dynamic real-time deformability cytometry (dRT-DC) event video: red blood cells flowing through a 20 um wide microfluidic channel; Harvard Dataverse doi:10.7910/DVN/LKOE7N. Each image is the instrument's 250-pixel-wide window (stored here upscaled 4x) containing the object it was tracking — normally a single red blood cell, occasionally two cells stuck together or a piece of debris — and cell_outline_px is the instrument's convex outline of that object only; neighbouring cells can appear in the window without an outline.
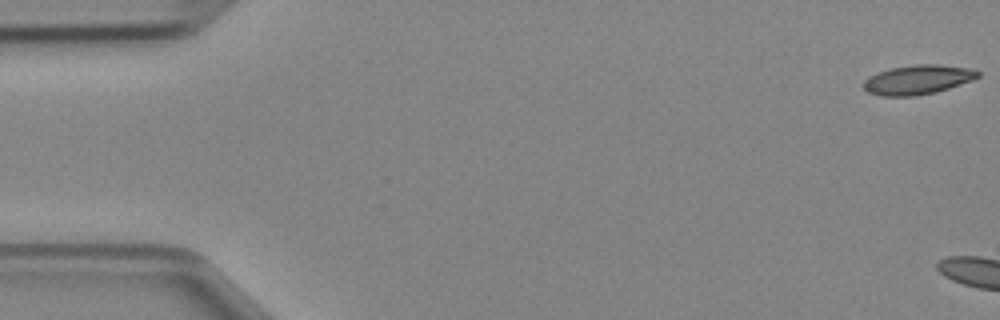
{"species": "Egyptian fruit bat (a non-hibernating species)", "species_latin": "Rousettus aegyptiacus", "temperature_condition": "cold", "stored_images_in_passage": 5, "camera_frame_rate_fps": 3000, "um_per_image_px": 0.085, "animal": {"sex": "female"}, "frame": {"image": 1, "passage_image": 1, "time_ms": 0.0, "image_size_px": [1000, 320], "cell_outline_px": [[980, 76], [972, 80], [936, 92], [916, 96], [880, 96], [868, 92], [864, 88], [864, 80], [868, 76], [892, 68], [916, 64], [936, 64], [968, 68], [980, 72]], "centroid_in_image_um": [78.0, 6.78], "position_along_channel_um": 7.0, "area_um2": 19.42}}